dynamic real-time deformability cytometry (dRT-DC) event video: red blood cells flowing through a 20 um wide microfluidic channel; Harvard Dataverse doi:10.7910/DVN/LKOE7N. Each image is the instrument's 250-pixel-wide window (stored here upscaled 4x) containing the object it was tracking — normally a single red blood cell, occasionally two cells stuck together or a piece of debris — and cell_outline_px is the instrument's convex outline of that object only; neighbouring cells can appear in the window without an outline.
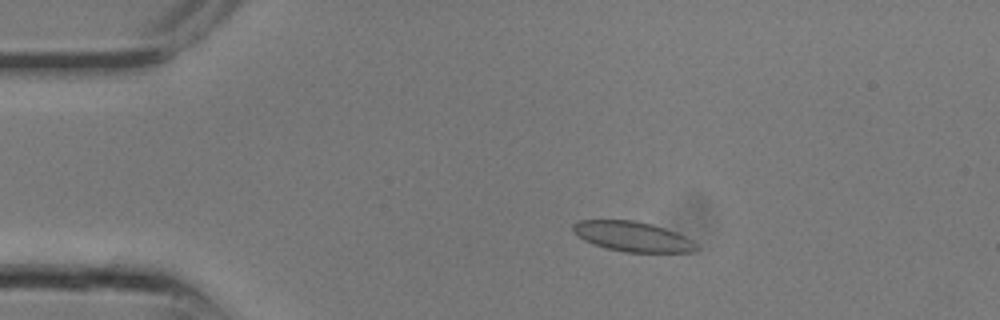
{"species": "common noctule bat (a hibernating species)", "species_latin": "Nyctalus noctula", "temperature_condition": "room temperature", "stored_images_in_passage": 11, "camera_frame_rate_fps": 3000, "um_per_image_px": 0.085, "animal": {"sex": "male", "body_mass_g": 13.3}, "frame": {"image": 1, "passage_image": 5, "time_ms": 1.333, "image_size_px": [1000, 320], "cell_outline_px": [[700, 248], [692, 252], [624, 252], [592, 244], [584, 240], [572, 228], [572, 224], [580, 220], [636, 220], [652, 224], [676, 232], [692, 240]], "centroid_in_image_um": [53.79, 20.1], "position_along_channel_um": 31.2, "area_um2": 21.44}}
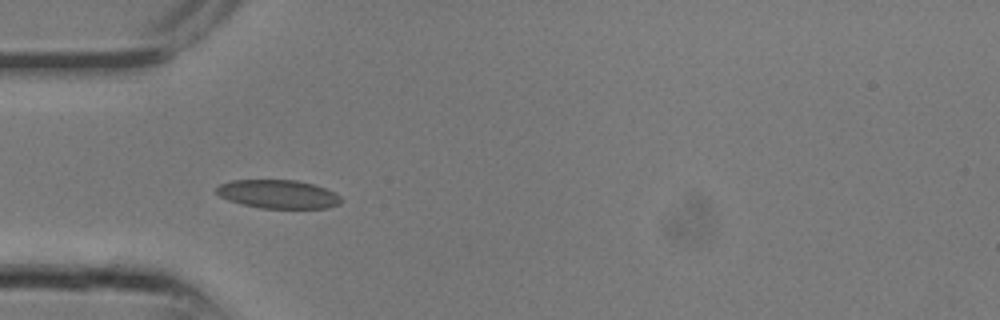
{"frame": {"image": 2, "passage_image": 8, "time_ms": 2.333, "image_size_px": [1000, 320], "cell_outline_px": [[344, 200], [340, 204], [328, 208], [260, 208], [228, 200], [220, 196], [216, 192], [216, 188], [220, 184], [232, 180], [296, 180], [312, 184], [324, 188], [340, 196]], "centroid_in_image_um": [23.65, 16.5], "position_along_channel_um": 61.3, "area_um2": 20.63}}
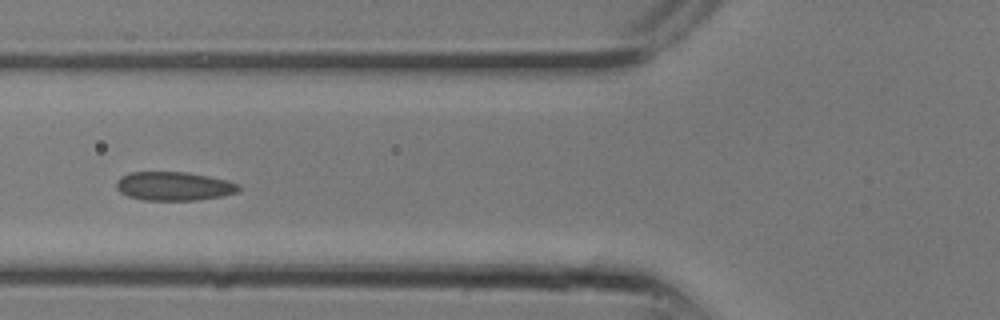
{"frame": {"image": 3, "passage_image": 10, "time_ms": 3.0, "image_size_px": [1000, 320], "cell_outline_px": [[240, 188], [236, 192], [224, 196], [196, 200], [144, 200], [128, 196], [120, 192], [116, 188], [116, 180], [120, 176], [128, 172], [188, 172], [228, 180], [240, 184]], "centroid_in_image_um": [14.77, 15.82], "position_along_channel_um": 111.0, "area_um2": 20.69}}